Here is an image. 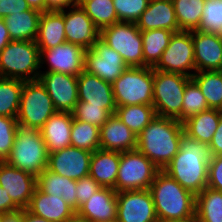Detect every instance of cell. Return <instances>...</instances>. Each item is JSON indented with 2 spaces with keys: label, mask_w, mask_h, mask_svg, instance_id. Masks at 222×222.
<instances>
[{
  "label": "cell",
  "mask_w": 222,
  "mask_h": 222,
  "mask_svg": "<svg viewBox=\"0 0 222 222\" xmlns=\"http://www.w3.org/2000/svg\"><path fill=\"white\" fill-rule=\"evenodd\" d=\"M212 154L206 143L183 133L178 153L163 169L184 189L198 195L208 184L209 162Z\"/></svg>",
  "instance_id": "obj_1"
},
{
  "label": "cell",
  "mask_w": 222,
  "mask_h": 222,
  "mask_svg": "<svg viewBox=\"0 0 222 222\" xmlns=\"http://www.w3.org/2000/svg\"><path fill=\"white\" fill-rule=\"evenodd\" d=\"M183 133V123L156 115L137 135L136 149L163 170L178 153Z\"/></svg>",
  "instance_id": "obj_2"
},
{
  "label": "cell",
  "mask_w": 222,
  "mask_h": 222,
  "mask_svg": "<svg viewBox=\"0 0 222 222\" xmlns=\"http://www.w3.org/2000/svg\"><path fill=\"white\" fill-rule=\"evenodd\" d=\"M158 222L195 218L196 195L160 170L149 188Z\"/></svg>",
  "instance_id": "obj_3"
},
{
  "label": "cell",
  "mask_w": 222,
  "mask_h": 222,
  "mask_svg": "<svg viewBox=\"0 0 222 222\" xmlns=\"http://www.w3.org/2000/svg\"><path fill=\"white\" fill-rule=\"evenodd\" d=\"M48 156L49 152L40 129L18 124L11 153L5 161L37 177L47 168Z\"/></svg>",
  "instance_id": "obj_4"
},
{
  "label": "cell",
  "mask_w": 222,
  "mask_h": 222,
  "mask_svg": "<svg viewBox=\"0 0 222 222\" xmlns=\"http://www.w3.org/2000/svg\"><path fill=\"white\" fill-rule=\"evenodd\" d=\"M40 68L36 41H10L0 52V77L38 80Z\"/></svg>",
  "instance_id": "obj_5"
},
{
  "label": "cell",
  "mask_w": 222,
  "mask_h": 222,
  "mask_svg": "<svg viewBox=\"0 0 222 222\" xmlns=\"http://www.w3.org/2000/svg\"><path fill=\"white\" fill-rule=\"evenodd\" d=\"M117 107L153 105V67H131L112 82Z\"/></svg>",
  "instance_id": "obj_6"
},
{
  "label": "cell",
  "mask_w": 222,
  "mask_h": 222,
  "mask_svg": "<svg viewBox=\"0 0 222 222\" xmlns=\"http://www.w3.org/2000/svg\"><path fill=\"white\" fill-rule=\"evenodd\" d=\"M180 73L153 69V106L156 115L173 118L182 123V102L187 82Z\"/></svg>",
  "instance_id": "obj_7"
},
{
  "label": "cell",
  "mask_w": 222,
  "mask_h": 222,
  "mask_svg": "<svg viewBox=\"0 0 222 222\" xmlns=\"http://www.w3.org/2000/svg\"><path fill=\"white\" fill-rule=\"evenodd\" d=\"M160 169L138 149L120 152V164L114 190L149 189Z\"/></svg>",
  "instance_id": "obj_8"
},
{
  "label": "cell",
  "mask_w": 222,
  "mask_h": 222,
  "mask_svg": "<svg viewBox=\"0 0 222 222\" xmlns=\"http://www.w3.org/2000/svg\"><path fill=\"white\" fill-rule=\"evenodd\" d=\"M56 112L51 97L39 80L24 82L16 118L19 125L40 129Z\"/></svg>",
  "instance_id": "obj_9"
},
{
  "label": "cell",
  "mask_w": 222,
  "mask_h": 222,
  "mask_svg": "<svg viewBox=\"0 0 222 222\" xmlns=\"http://www.w3.org/2000/svg\"><path fill=\"white\" fill-rule=\"evenodd\" d=\"M100 38L131 67H144L142 31L136 23L118 22L100 31Z\"/></svg>",
  "instance_id": "obj_10"
},
{
  "label": "cell",
  "mask_w": 222,
  "mask_h": 222,
  "mask_svg": "<svg viewBox=\"0 0 222 222\" xmlns=\"http://www.w3.org/2000/svg\"><path fill=\"white\" fill-rule=\"evenodd\" d=\"M153 69L192 77L196 72L192 31L174 33Z\"/></svg>",
  "instance_id": "obj_11"
},
{
  "label": "cell",
  "mask_w": 222,
  "mask_h": 222,
  "mask_svg": "<svg viewBox=\"0 0 222 222\" xmlns=\"http://www.w3.org/2000/svg\"><path fill=\"white\" fill-rule=\"evenodd\" d=\"M128 67L120 54L99 38L86 50L85 71L103 81L114 82Z\"/></svg>",
  "instance_id": "obj_12"
},
{
  "label": "cell",
  "mask_w": 222,
  "mask_h": 222,
  "mask_svg": "<svg viewBox=\"0 0 222 222\" xmlns=\"http://www.w3.org/2000/svg\"><path fill=\"white\" fill-rule=\"evenodd\" d=\"M116 222H158L150 190L117 192Z\"/></svg>",
  "instance_id": "obj_13"
},
{
  "label": "cell",
  "mask_w": 222,
  "mask_h": 222,
  "mask_svg": "<svg viewBox=\"0 0 222 222\" xmlns=\"http://www.w3.org/2000/svg\"><path fill=\"white\" fill-rule=\"evenodd\" d=\"M85 54L86 50L83 47L70 42L40 50V67L48 64V69L40 72H60L78 76L85 70Z\"/></svg>",
  "instance_id": "obj_14"
},
{
  "label": "cell",
  "mask_w": 222,
  "mask_h": 222,
  "mask_svg": "<svg viewBox=\"0 0 222 222\" xmlns=\"http://www.w3.org/2000/svg\"><path fill=\"white\" fill-rule=\"evenodd\" d=\"M38 80L47 90L57 111L74 110L79 101L77 76L60 72H40Z\"/></svg>",
  "instance_id": "obj_15"
},
{
  "label": "cell",
  "mask_w": 222,
  "mask_h": 222,
  "mask_svg": "<svg viewBox=\"0 0 222 222\" xmlns=\"http://www.w3.org/2000/svg\"><path fill=\"white\" fill-rule=\"evenodd\" d=\"M91 156L90 151L69 146L49 153L47 169L77 181L89 175Z\"/></svg>",
  "instance_id": "obj_16"
},
{
  "label": "cell",
  "mask_w": 222,
  "mask_h": 222,
  "mask_svg": "<svg viewBox=\"0 0 222 222\" xmlns=\"http://www.w3.org/2000/svg\"><path fill=\"white\" fill-rule=\"evenodd\" d=\"M0 186L20 209H26L37 187L36 177L0 161Z\"/></svg>",
  "instance_id": "obj_17"
},
{
  "label": "cell",
  "mask_w": 222,
  "mask_h": 222,
  "mask_svg": "<svg viewBox=\"0 0 222 222\" xmlns=\"http://www.w3.org/2000/svg\"><path fill=\"white\" fill-rule=\"evenodd\" d=\"M64 30L67 42L90 49L100 38V30L80 5L64 9Z\"/></svg>",
  "instance_id": "obj_18"
},
{
  "label": "cell",
  "mask_w": 222,
  "mask_h": 222,
  "mask_svg": "<svg viewBox=\"0 0 222 222\" xmlns=\"http://www.w3.org/2000/svg\"><path fill=\"white\" fill-rule=\"evenodd\" d=\"M196 72L222 71L221 34L192 31Z\"/></svg>",
  "instance_id": "obj_19"
},
{
  "label": "cell",
  "mask_w": 222,
  "mask_h": 222,
  "mask_svg": "<svg viewBox=\"0 0 222 222\" xmlns=\"http://www.w3.org/2000/svg\"><path fill=\"white\" fill-rule=\"evenodd\" d=\"M78 99L89 105L103 106L112 114L116 112V104L112 91V83L103 81L97 75L83 70L77 76Z\"/></svg>",
  "instance_id": "obj_20"
},
{
  "label": "cell",
  "mask_w": 222,
  "mask_h": 222,
  "mask_svg": "<svg viewBox=\"0 0 222 222\" xmlns=\"http://www.w3.org/2000/svg\"><path fill=\"white\" fill-rule=\"evenodd\" d=\"M76 213L90 222H116L117 192L113 188L101 187Z\"/></svg>",
  "instance_id": "obj_21"
},
{
  "label": "cell",
  "mask_w": 222,
  "mask_h": 222,
  "mask_svg": "<svg viewBox=\"0 0 222 222\" xmlns=\"http://www.w3.org/2000/svg\"><path fill=\"white\" fill-rule=\"evenodd\" d=\"M137 148V135L116 114L100 128V149L126 152Z\"/></svg>",
  "instance_id": "obj_22"
},
{
  "label": "cell",
  "mask_w": 222,
  "mask_h": 222,
  "mask_svg": "<svg viewBox=\"0 0 222 222\" xmlns=\"http://www.w3.org/2000/svg\"><path fill=\"white\" fill-rule=\"evenodd\" d=\"M136 24L140 31L166 29L180 32L172 0H149Z\"/></svg>",
  "instance_id": "obj_23"
},
{
  "label": "cell",
  "mask_w": 222,
  "mask_h": 222,
  "mask_svg": "<svg viewBox=\"0 0 222 222\" xmlns=\"http://www.w3.org/2000/svg\"><path fill=\"white\" fill-rule=\"evenodd\" d=\"M26 209L32 214L52 222H65L76 213V210L61 197L47 195L37 187Z\"/></svg>",
  "instance_id": "obj_24"
},
{
  "label": "cell",
  "mask_w": 222,
  "mask_h": 222,
  "mask_svg": "<svg viewBox=\"0 0 222 222\" xmlns=\"http://www.w3.org/2000/svg\"><path fill=\"white\" fill-rule=\"evenodd\" d=\"M72 123L73 116L71 112L57 111L40 128L41 136L49 153L71 146Z\"/></svg>",
  "instance_id": "obj_25"
},
{
  "label": "cell",
  "mask_w": 222,
  "mask_h": 222,
  "mask_svg": "<svg viewBox=\"0 0 222 222\" xmlns=\"http://www.w3.org/2000/svg\"><path fill=\"white\" fill-rule=\"evenodd\" d=\"M120 152L98 149L92 153L89 175L101 186L115 188Z\"/></svg>",
  "instance_id": "obj_26"
},
{
  "label": "cell",
  "mask_w": 222,
  "mask_h": 222,
  "mask_svg": "<svg viewBox=\"0 0 222 222\" xmlns=\"http://www.w3.org/2000/svg\"><path fill=\"white\" fill-rule=\"evenodd\" d=\"M64 27V10L41 13L36 39L39 50L54 48L67 42Z\"/></svg>",
  "instance_id": "obj_27"
},
{
  "label": "cell",
  "mask_w": 222,
  "mask_h": 222,
  "mask_svg": "<svg viewBox=\"0 0 222 222\" xmlns=\"http://www.w3.org/2000/svg\"><path fill=\"white\" fill-rule=\"evenodd\" d=\"M36 185L42 192L61 197L77 210L76 180L58 175L46 168L36 177Z\"/></svg>",
  "instance_id": "obj_28"
},
{
  "label": "cell",
  "mask_w": 222,
  "mask_h": 222,
  "mask_svg": "<svg viewBox=\"0 0 222 222\" xmlns=\"http://www.w3.org/2000/svg\"><path fill=\"white\" fill-rule=\"evenodd\" d=\"M41 12L30 9L3 18L12 41H36Z\"/></svg>",
  "instance_id": "obj_29"
},
{
  "label": "cell",
  "mask_w": 222,
  "mask_h": 222,
  "mask_svg": "<svg viewBox=\"0 0 222 222\" xmlns=\"http://www.w3.org/2000/svg\"><path fill=\"white\" fill-rule=\"evenodd\" d=\"M221 110L207 109L183 122L184 133L199 142L209 143L218 128Z\"/></svg>",
  "instance_id": "obj_30"
},
{
  "label": "cell",
  "mask_w": 222,
  "mask_h": 222,
  "mask_svg": "<svg viewBox=\"0 0 222 222\" xmlns=\"http://www.w3.org/2000/svg\"><path fill=\"white\" fill-rule=\"evenodd\" d=\"M195 218L198 222H222V191L206 187L196 195Z\"/></svg>",
  "instance_id": "obj_31"
},
{
  "label": "cell",
  "mask_w": 222,
  "mask_h": 222,
  "mask_svg": "<svg viewBox=\"0 0 222 222\" xmlns=\"http://www.w3.org/2000/svg\"><path fill=\"white\" fill-rule=\"evenodd\" d=\"M173 34L174 32L166 29L142 31L144 67H154L157 64Z\"/></svg>",
  "instance_id": "obj_32"
},
{
  "label": "cell",
  "mask_w": 222,
  "mask_h": 222,
  "mask_svg": "<svg viewBox=\"0 0 222 222\" xmlns=\"http://www.w3.org/2000/svg\"><path fill=\"white\" fill-rule=\"evenodd\" d=\"M191 78L206 98L208 107L222 111V72L199 71L195 72Z\"/></svg>",
  "instance_id": "obj_33"
},
{
  "label": "cell",
  "mask_w": 222,
  "mask_h": 222,
  "mask_svg": "<svg viewBox=\"0 0 222 222\" xmlns=\"http://www.w3.org/2000/svg\"><path fill=\"white\" fill-rule=\"evenodd\" d=\"M180 31L199 28L206 0H172Z\"/></svg>",
  "instance_id": "obj_34"
},
{
  "label": "cell",
  "mask_w": 222,
  "mask_h": 222,
  "mask_svg": "<svg viewBox=\"0 0 222 222\" xmlns=\"http://www.w3.org/2000/svg\"><path fill=\"white\" fill-rule=\"evenodd\" d=\"M77 5L81 6L100 31L119 22L113 0H77Z\"/></svg>",
  "instance_id": "obj_35"
},
{
  "label": "cell",
  "mask_w": 222,
  "mask_h": 222,
  "mask_svg": "<svg viewBox=\"0 0 222 222\" xmlns=\"http://www.w3.org/2000/svg\"><path fill=\"white\" fill-rule=\"evenodd\" d=\"M115 114L138 135L156 116L153 105H128L116 108Z\"/></svg>",
  "instance_id": "obj_36"
},
{
  "label": "cell",
  "mask_w": 222,
  "mask_h": 222,
  "mask_svg": "<svg viewBox=\"0 0 222 222\" xmlns=\"http://www.w3.org/2000/svg\"><path fill=\"white\" fill-rule=\"evenodd\" d=\"M24 82L0 77V116L17 118Z\"/></svg>",
  "instance_id": "obj_37"
},
{
  "label": "cell",
  "mask_w": 222,
  "mask_h": 222,
  "mask_svg": "<svg viewBox=\"0 0 222 222\" xmlns=\"http://www.w3.org/2000/svg\"><path fill=\"white\" fill-rule=\"evenodd\" d=\"M71 146L94 152L100 149V128L87 122L73 119Z\"/></svg>",
  "instance_id": "obj_38"
},
{
  "label": "cell",
  "mask_w": 222,
  "mask_h": 222,
  "mask_svg": "<svg viewBox=\"0 0 222 222\" xmlns=\"http://www.w3.org/2000/svg\"><path fill=\"white\" fill-rule=\"evenodd\" d=\"M209 109L206 98L202 94L197 83L191 78L184 90L182 102V123L205 110Z\"/></svg>",
  "instance_id": "obj_39"
},
{
  "label": "cell",
  "mask_w": 222,
  "mask_h": 222,
  "mask_svg": "<svg viewBox=\"0 0 222 222\" xmlns=\"http://www.w3.org/2000/svg\"><path fill=\"white\" fill-rule=\"evenodd\" d=\"M73 119L87 122L99 128L113 115L103 106L89 105L88 102L78 101L71 112Z\"/></svg>",
  "instance_id": "obj_40"
},
{
  "label": "cell",
  "mask_w": 222,
  "mask_h": 222,
  "mask_svg": "<svg viewBox=\"0 0 222 222\" xmlns=\"http://www.w3.org/2000/svg\"><path fill=\"white\" fill-rule=\"evenodd\" d=\"M197 30L222 34V0H206Z\"/></svg>",
  "instance_id": "obj_41"
},
{
  "label": "cell",
  "mask_w": 222,
  "mask_h": 222,
  "mask_svg": "<svg viewBox=\"0 0 222 222\" xmlns=\"http://www.w3.org/2000/svg\"><path fill=\"white\" fill-rule=\"evenodd\" d=\"M149 0H113L119 22L136 23L146 10Z\"/></svg>",
  "instance_id": "obj_42"
},
{
  "label": "cell",
  "mask_w": 222,
  "mask_h": 222,
  "mask_svg": "<svg viewBox=\"0 0 222 222\" xmlns=\"http://www.w3.org/2000/svg\"><path fill=\"white\" fill-rule=\"evenodd\" d=\"M17 127L16 118L0 116V161H5L11 153Z\"/></svg>",
  "instance_id": "obj_43"
},
{
  "label": "cell",
  "mask_w": 222,
  "mask_h": 222,
  "mask_svg": "<svg viewBox=\"0 0 222 222\" xmlns=\"http://www.w3.org/2000/svg\"><path fill=\"white\" fill-rule=\"evenodd\" d=\"M101 186L90 176L82 177L76 181L77 209L83 205Z\"/></svg>",
  "instance_id": "obj_44"
},
{
  "label": "cell",
  "mask_w": 222,
  "mask_h": 222,
  "mask_svg": "<svg viewBox=\"0 0 222 222\" xmlns=\"http://www.w3.org/2000/svg\"><path fill=\"white\" fill-rule=\"evenodd\" d=\"M207 187L222 191V156H212L209 162Z\"/></svg>",
  "instance_id": "obj_45"
},
{
  "label": "cell",
  "mask_w": 222,
  "mask_h": 222,
  "mask_svg": "<svg viewBox=\"0 0 222 222\" xmlns=\"http://www.w3.org/2000/svg\"><path fill=\"white\" fill-rule=\"evenodd\" d=\"M26 0H0V18L3 19L10 14H16L30 10Z\"/></svg>",
  "instance_id": "obj_46"
},
{
  "label": "cell",
  "mask_w": 222,
  "mask_h": 222,
  "mask_svg": "<svg viewBox=\"0 0 222 222\" xmlns=\"http://www.w3.org/2000/svg\"><path fill=\"white\" fill-rule=\"evenodd\" d=\"M212 156H222V112L218 128L216 129L212 141L209 143Z\"/></svg>",
  "instance_id": "obj_47"
},
{
  "label": "cell",
  "mask_w": 222,
  "mask_h": 222,
  "mask_svg": "<svg viewBox=\"0 0 222 222\" xmlns=\"http://www.w3.org/2000/svg\"><path fill=\"white\" fill-rule=\"evenodd\" d=\"M19 209L8 193L5 192V188L0 186V214L17 211Z\"/></svg>",
  "instance_id": "obj_48"
},
{
  "label": "cell",
  "mask_w": 222,
  "mask_h": 222,
  "mask_svg": "<svg viewBox=\"0 0 222 222\" xmlns=\"http://www.w3.org/2000/svg\"><path fill=\"white\" fill-rule=\"evenodd\" d=\"M46 11H62L77 5V0H45Z\"/></svg>",
  "instance_id": "obj_49"
},
{
  "label": "cell",
  "mask_w": 222,
  "mask_h": 222,
  "mask_svg": "<svg viewBox=\"0 0 222 222\" xmlns=\"http://www.w3.org/2000/svg\"><path fill=\"white\" fill-rule=\"evenodd\" d=\"M24 209L0 214V222H23Z\"/></svg>",
  "instance_id": "obj_50"
},
{
  "label": "cell",
  "mask_w": 222,
  "mask_h": 222,
  "mask_svg": "<svg viewBox=\"0 0 222 222\" xmlns=\"http://www.w3.org/2000/svg\"><path fill=\"white\" fill-rule=\"evenodd\" d=\"M10 41L12 40L9 36L7 26L4 20L0 18V52Z\"/></svg>",
  "instance_id": "obj_51"
},
{
  "label": "cell",
  "mask_w": 222,
  "mask_h": 222,
  "mask_svg": "<svg viewBox=\"0 0 222 222\" xmlns=\"http://www.w3.org/2000/svg\"><path fill=\"white\" fill-rule=\"evenodd\" d=\"M31 9L37 10L41 13L46 12L45 0H26Z\"/></svg>",
  "instance_id": "obj_52"
},
{
  "label": "cell",
  "mask_w": 222,
  "mask_h": 222,
  "mask_svg": "<svg viewBox=\"0 0 222 222\" xmlns=\"http://www.w3.org/2000/svg\"><path fill=\"white\" fill-rule=\"evenodd\" d=\"M23 222H52L45 218L36 216L29 212L27 209H24V220Z\"/></svg>",
  "instance_id": "obj_53"
},
{
  "label": "cell",
  "mask_w": 222,
  "mask_h": 222,
  "mask_svg": "<svg viewBox=\"0 0 222 222\" xmlns=\"http://www.w3.org/2000/svg\"><path fill=\"white\" fill-rule=\"evenodd\" d=\"M65 222H90V221L87 218L79 216L77 213H75L73 216H71Z\"/></svg>",
  "instance_id": "obj_54"
},
{
  "label": "cell",
  "mask_w": 222,
  "mask_h": 222,
  "mask_svg": "<svg viewBox=\"0 0 222 222\" xmlns=\"http://www.w3.org/2000/svg\"><path fill=\"white\" fill-rule=\"evenodd\" d=\"M163 222H198L196 218L185 219V220H174V221H163Z\"/></svg>",
  "instance_id": "obj_55"
}]
</instances>
